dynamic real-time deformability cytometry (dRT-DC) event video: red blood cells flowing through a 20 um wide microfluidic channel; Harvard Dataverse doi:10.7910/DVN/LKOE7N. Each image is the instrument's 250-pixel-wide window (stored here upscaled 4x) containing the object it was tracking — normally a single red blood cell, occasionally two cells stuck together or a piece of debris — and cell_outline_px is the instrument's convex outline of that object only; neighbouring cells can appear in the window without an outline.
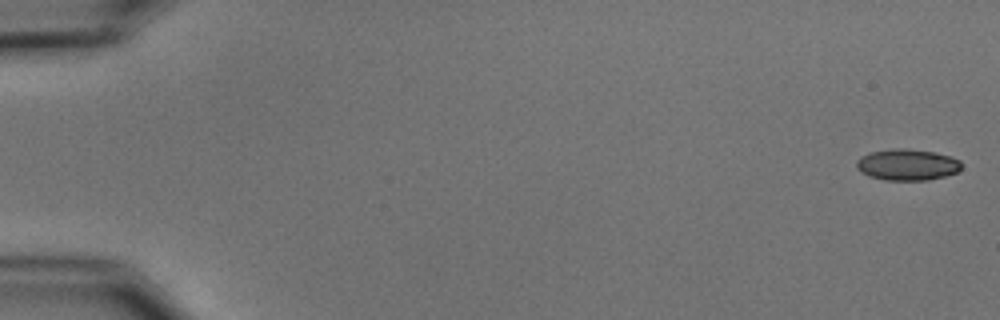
{"species": "common noctule bat (a hibernating species)", "species_latin": "Nyctalus noctula", "temperature_condition": "cold", "stored_images_in_passage": 7, "camera_frame_rate_fps": 3000, "um_per_image_px": 0.085, "animal": {"sex": "male", "body_mass_g": 15.6}, "frame": {"image": 1, "passage_image": 1, "time_ms": 0.0, "image_size_px": [1000, 320], "cell_outline_px": [[960, 168], [956, 172], [944, 176], [928, 180], [888, 180], [868, 176], [860, 172], [856, 168], [856, 160], [860, 156], [868, 152], [892, 148], [908, 148], [936, 152], [952, 156], [960, 160]], "centroid_in_image_um": [77.07, 13.98], "position_along_channel_um": 7.9, "area_um2": 19.42}}
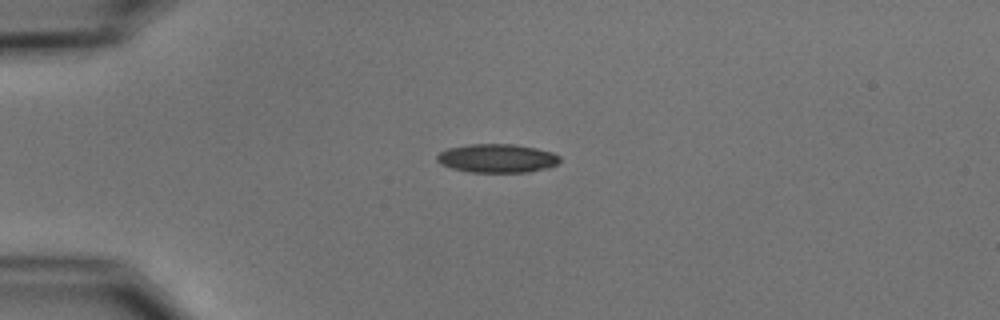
{"frame": {"image": 2, "passage_image": 4, "time_ms": 4.333, "image_size_px": [1000, 320], "cell_outline_px": [[560, 160], [556, 164], [548, 168], [528, 172], [468, 172], [452, 168], [440, 164], [436, 160], [436, 156], [440, 152], [448, 148], [468, 144], [516, 144], [536, 148], [552, 152], [560, 156]], "centroid_in_image_um": [42.24, 13.45], "position_along_channel_um": 42.8, "area_um2": 20.63}}